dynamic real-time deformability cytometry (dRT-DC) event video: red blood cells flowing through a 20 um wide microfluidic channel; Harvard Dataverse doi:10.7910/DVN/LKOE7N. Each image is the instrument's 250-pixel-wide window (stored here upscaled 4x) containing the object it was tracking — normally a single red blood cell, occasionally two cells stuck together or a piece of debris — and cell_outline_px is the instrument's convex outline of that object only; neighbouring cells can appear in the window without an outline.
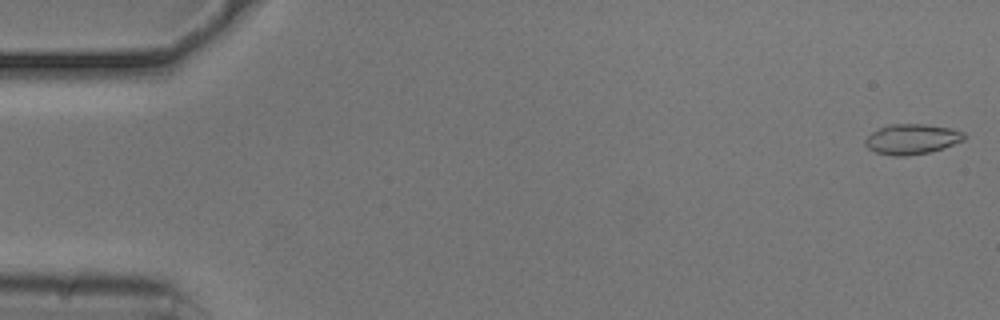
{"species": "common noctule bat (a hibernating species)", "species_latin": "Nyctalus noctula", "temperature_condition": "cold", "stored_images_in_passage": 54, "camera_frame_rate_fps": 3000, "um_per_image_px": 0.085, "animal": {"sex": "male", "body_mass_g": 20.5, "forearm_length_mm": 52.5}, "frame": {"image": 1, "passage_image": 1, "time_ms": 0.0, "image_size_px": [1000, 320], "cell_outline_px": [[964, 140], [944, 148], [928, 152], [908, 156], [892, 156], [876, 152], [868, 148], [864, 144], [864, 140], [872, 132], [888, 124], [924, 124], [952, 128], [964, 132]], "centroid_in_image_um": [77.5, 11.82], "position_along_channel_um": 7.5, "area_um2": 17.46}}
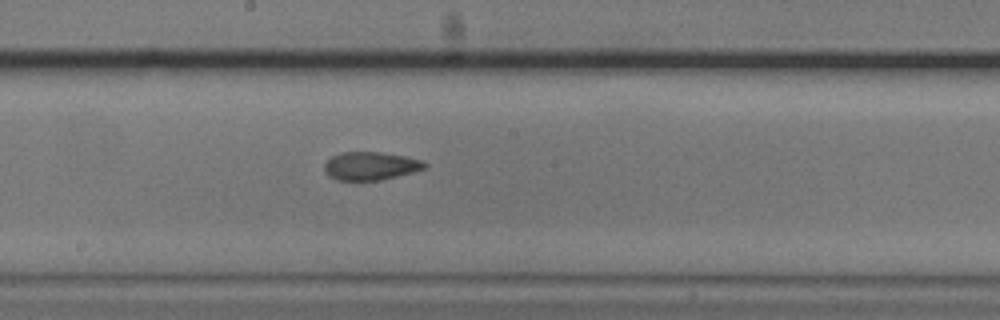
{"frame": {"image": 2, "passage_image": 29, "time_ms": 9.333, "image_size_px": [1000, 320], "cell_outline_px": [[428, 168], [380, 180], [336, 180], [328, 176], [324, 172], [324, 164], [332, 156], [340, 152], [380, 152], [404, 156], [424, 160], [428, 164]], "centroid_in_image_um": [31.5, 14.1], "position_along_channel_um": 216.7, "area_um2": 16.59}}
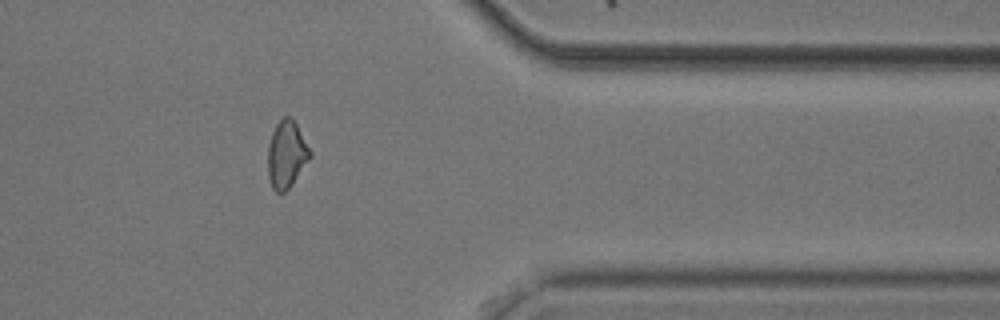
{"frame": {"image": 3, "passage_image": 44, "time_ms": 14.333, "image_size_px": [1000, 320], "cell_outline_px": [[312, 156], [292, 184], [284, 192], [276, 192], [272, 188], [268, 176], [268, 144], [272, 132], [276, 124], [284, 116], [288, 116], [296, 124], [312, 152]], "centroid_in_image_um": [24.35, 13.13], "position_along_channel_um": 387.0, "area_um2": 16.42}, "authors_computed_cell_mechanics": {"area_um2": 16.6464, "velocity_mm_per_s": 3.7174, "shape_relaxation_time_tau1_ms": 6.6252, "shape_relaxation_time_tau2_ms": 2.2058, "deformation_change_tau1": 0.1855, "deformation_change_tau2": 0.0816}}